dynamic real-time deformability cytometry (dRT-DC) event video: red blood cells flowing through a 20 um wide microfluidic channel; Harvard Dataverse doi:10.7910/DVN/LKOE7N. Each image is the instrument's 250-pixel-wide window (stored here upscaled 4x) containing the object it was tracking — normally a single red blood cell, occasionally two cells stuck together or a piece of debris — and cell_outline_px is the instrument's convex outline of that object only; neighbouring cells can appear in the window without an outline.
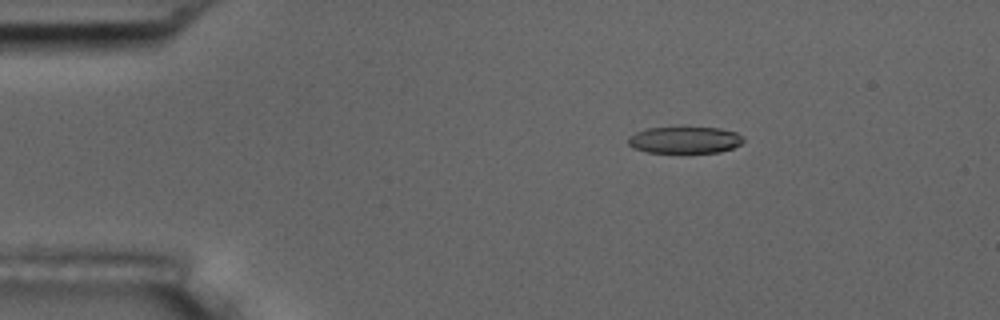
{"species": "common noctule bat (a hibernating species)", "species_latin": "Nyctalus noctula", "temperature_condition": "room temperature", "stored_images_in_passage": 5, "camera_frame_rate_fps": 3000, "um_per_image_px": 0.085, "animal": {"sex": "male", "body_mass_g": 17.5, "forearm_length_mm": 52.3}, "frame": {"image": 1, "passage_image": 3, "time_ms": 2.667, "image_size_px": [1000, 320], "cell_outline_px": [[744, 140], [740, 144], [732, 148], [720, 152], [648, 152], [632, 148], [628, 144], [628, 136], [636, 132], [648, 128], [684, 124], [720, 128], [736, 132]], "centroid_in_image_um": [58.17, 11.84], "position_along_channel_um": 26.8, "area_um2": 18.73}}